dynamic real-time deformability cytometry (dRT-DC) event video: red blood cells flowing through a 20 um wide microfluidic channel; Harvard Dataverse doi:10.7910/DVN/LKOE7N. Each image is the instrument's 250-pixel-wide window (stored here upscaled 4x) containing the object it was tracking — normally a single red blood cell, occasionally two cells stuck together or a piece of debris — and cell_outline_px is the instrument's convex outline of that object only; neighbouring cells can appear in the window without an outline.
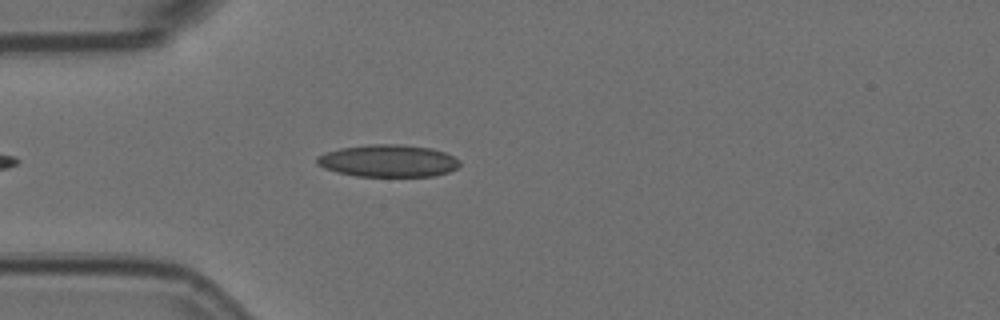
{"species": "Egyptian fruit bat (a non-hibernating species)", "species_latin": "Rousettus aegyptiacus", "temperature_condition": "room temperature", "stored_images_in_passage": 21, "camera_frame_rate_fps": 3000, "um_per_image_px": 0.085, "animal": {"sex": "female"}, "frame": {"image": 1, "passage_image": 1, "time_ms": 0.0, "image_size_px": [1000, 320], "cell_outline_px": [[460, 164], [456, 168], [448, 172], [432, 176], [356, 176], [336, 172], [324, 168], [316, 164], [316, 156], [340, 148], [368, 144], [400, 144], [432, 148], [444, 152], [460, 160]], "centroid_in_image_um": [32.97, 13.67], "position_along_channel_um": 52.0, "area_um2": 26.88}}
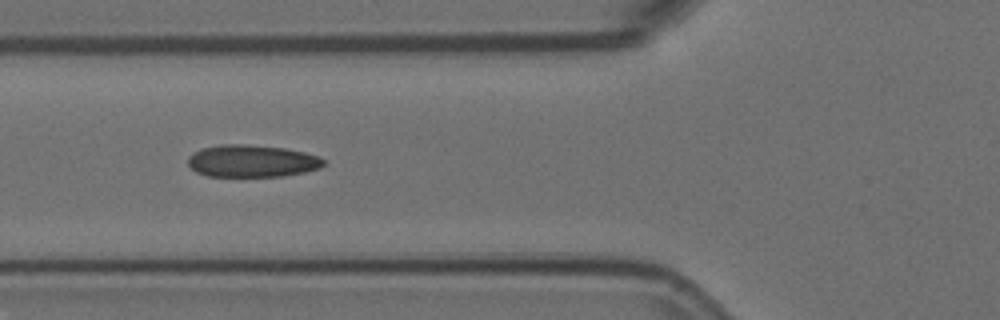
{"frame": {"image": 2, "passage_image": 6, "time_ms": 1.667, "image_size_px": [1000, 320], "cell_outline_px": [[324, 164], [320, 168], [304, 172], [284, 176], [208, 176], [196, 172], [188, 164], [188, 156], [204, 148], [220, 144], [244, 144], [284, 148], [304, 152], [316, 156], [324, 160]], "centroid_in_image_um": [21.41, 13.69], "position_along_channel_um": 104.4, "area_um2": 25.26}}
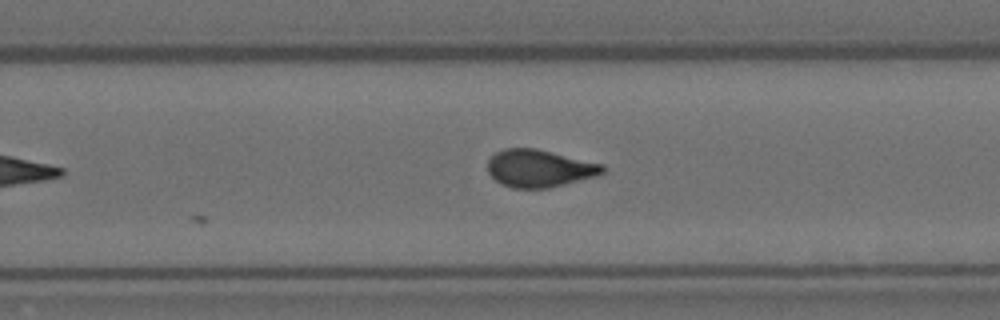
{"frame": {"image": 3, "passage_image": 21, "time_ms": 6.667, "image_size_px": [1000, 320], "cell_outline_px": [[608, 168], [604, 172], [596, 176], [548, 188], [512, 188], [500, 184], [488, 172], [488, 160], [496, 152], [504, 148], [536, 148], [604, 164]], "centroid_in_image_um": [45.86, 14.31], "position_along_channel_um": 283.9, "area_um2": 25.2}}